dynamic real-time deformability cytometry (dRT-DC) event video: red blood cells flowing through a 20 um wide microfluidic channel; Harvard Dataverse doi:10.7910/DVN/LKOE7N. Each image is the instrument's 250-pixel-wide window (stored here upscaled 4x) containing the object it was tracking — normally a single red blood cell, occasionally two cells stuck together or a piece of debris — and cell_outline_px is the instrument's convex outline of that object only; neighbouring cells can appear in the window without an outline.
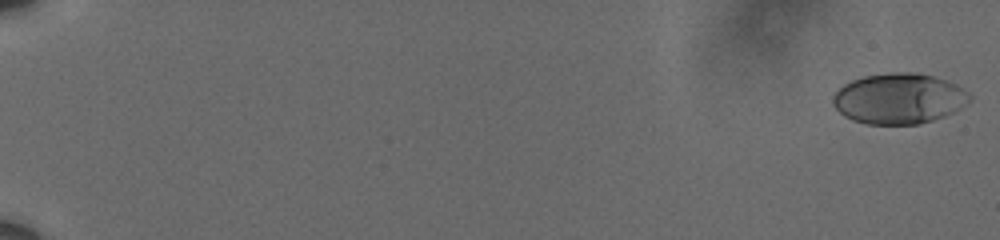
{"species": "human", "species_latin": "Homo sapiens", "temperature_condition": "cold", "stored_images_in_passage": 60, "camera_frame_rate_fps": 3000, "um_per_image_px": 0.085, "donor": {"sex": "male"}, "frame": {"image": 1, "passage_image": 1, "time_ms": 0.0, "image_size_px": [1000, 240], "cell_outline_px": [[972, 96], [960, 108], [944, 116], [920, 124], [868, 124], [852, 120], [844, 116], [832, 104], [832, 96], [844, 84], [852, 80], [864, 76], [892, 72], [916, 72], [932, 76], [956, 84], [968, 92]], "centroid_in_image_um": [76.38, 8.38], "position_along_channel_um": 8.6, "area_um2": 40.11}}
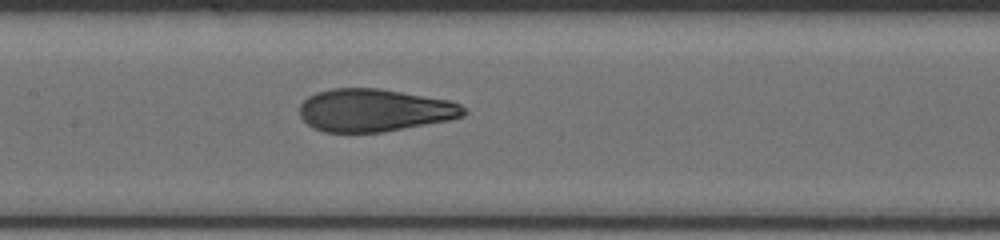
{"frame": {"image": 2, "passage_image": 33, "time_ms": 10.667, "image_size_px": [1000, 240], "cell_outline_px": [[468, 112], [464, 116], [448, 120], [384, 132], [324, 132], [312, 128], [300, 116], [300, 104], [308, 96], [316, 92], [332, 88], [380, 88], [452, 100], [460, 104]], "centroid_in_image_um": [31.83, 9.36], "position_along_channel_um": 175.6, "area_um2": 41.1}}
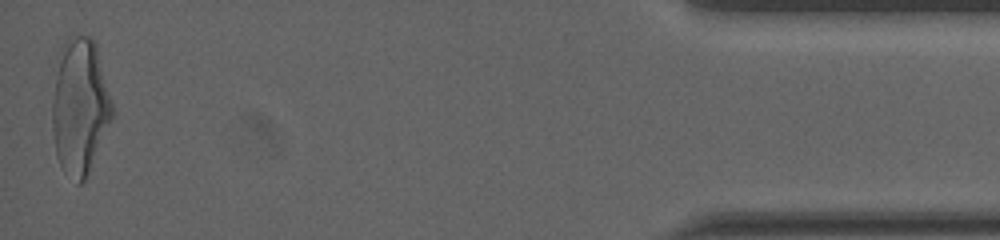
{"frame": {"image": 3, "passage_image": 60, "time_ms": 19.667, "image_size_px": [1000, 240], "cell_outline_px": [[112, 116], [88, 172], [84, 180], [80, 184], [76, 184], [60, 168], [56, 156], [52, 132], [52, 100], [60, 48], [64, 40], [68, 36], [92, 36], [96, 44], [112, 104]], "centroid_in_image_um": [6.75, 9.04], "position_along_channel_um": 428.5, "area_um2": 47.22}, "authors_computed_cell_mechanics": {"area_um2": 41.2692, "velocity_mm_per_s": 3.6066, "shape_relaxation_time_tau1_ms": 5.2682, "shape_relaxation_time_tau2_ms": 0.9792, "deformation_change_tau1": 0.1824, "deformation_change_tau2": 0.0788}}